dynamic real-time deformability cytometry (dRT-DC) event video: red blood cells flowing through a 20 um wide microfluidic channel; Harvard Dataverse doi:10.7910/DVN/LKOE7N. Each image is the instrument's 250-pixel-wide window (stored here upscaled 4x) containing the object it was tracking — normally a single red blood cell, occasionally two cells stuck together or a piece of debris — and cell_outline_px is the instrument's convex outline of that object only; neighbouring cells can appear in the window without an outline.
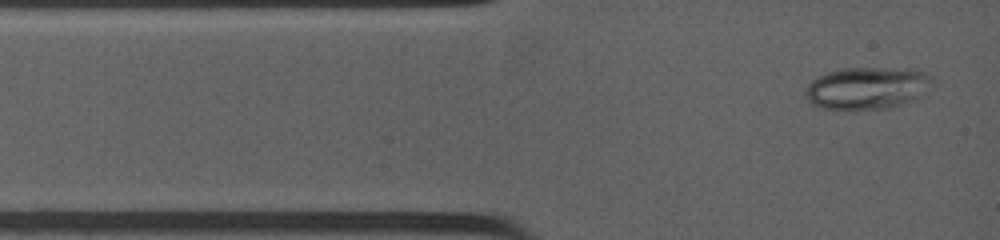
{"species": "common noctule bat (a hibernating species)", "species_latin": "Nyctalus noctula", "temperature_condition": "warm", "stored_images_in_passage": 30, "camera_frame_rate_fps": 4500, "um_per_image_px": 0.085, "animal": {"sex": "female", "body_mass_g": 19.0, "forearm_length_mm": 53.3}, "frame": {"image": 1, "passage_image": 1, "time_ms": 0.0, "image_size_px": [1000, 240], "cell_outline_px": [[932, 80], [920, 96], [912, 100], [888, 108], [852, 112], [824, 108], [812, 104], [808, 100], [804, 92], [804, 88], [812, 80], [828, 72], [844, 68], [912, 68], [928, 72], [932, 76]], "centroid_in_image_um": [73.67, 7.5], "position_along_channel_um": 11.3, "area_um2": 31.73}}
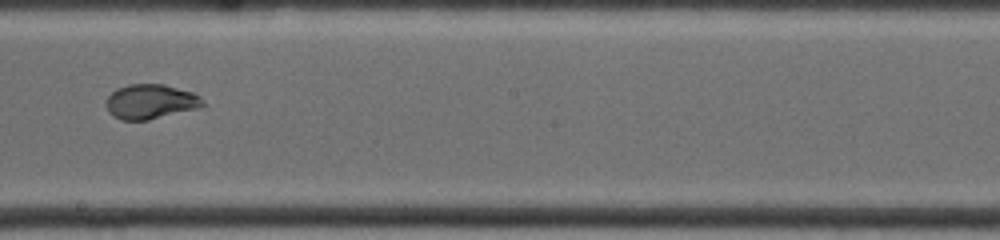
{"frame": {"image": 2, "passage_image": 16, "time_ms": 6.444, "image_size_px": [1000, 240], "cell_outline_px": [[208, 104], [200, 108], [148, 120], [120, 120], [112, 116], [108, 112], [104, 104], [108, 96], [116, 88], [128, 84], [164, 84], [192, 92], [200, 96]], "centroid_in_image_um": [12.8, 8.64], "position_along_channel_um": 235.4, "area_um2": 19.94}}
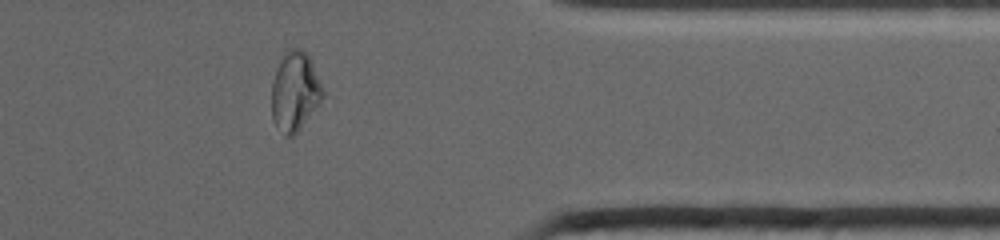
{"frame": {"image": 3, "passage_image": 26, "time_ms": 10.667, "image_size_px": [1000, 240], "cell_outline_px": [[324, 96], [296, 132], [292, 136], [284, 136], [272, 120], [272, 80], [276, 68], [284, 52], [288, 48], [300, 48], [308, 56], [312, 64], [324, 92]], "centroid_in_image_um": [25.02, 7.75], "position_along_channel_um": 386.4, "area_um2": 23.18}, "authors_computed_cell_mechanics": {"area_um2": 22.4553, "velocity_mm_per_s": 3.9572, "shape_relaxation_time_tau1_ms": 9.9104, "shape_relaxation_time_tau2_ms": null, "deformation_change_tau1": 0.2763, "deformation_change_tau2": null}}